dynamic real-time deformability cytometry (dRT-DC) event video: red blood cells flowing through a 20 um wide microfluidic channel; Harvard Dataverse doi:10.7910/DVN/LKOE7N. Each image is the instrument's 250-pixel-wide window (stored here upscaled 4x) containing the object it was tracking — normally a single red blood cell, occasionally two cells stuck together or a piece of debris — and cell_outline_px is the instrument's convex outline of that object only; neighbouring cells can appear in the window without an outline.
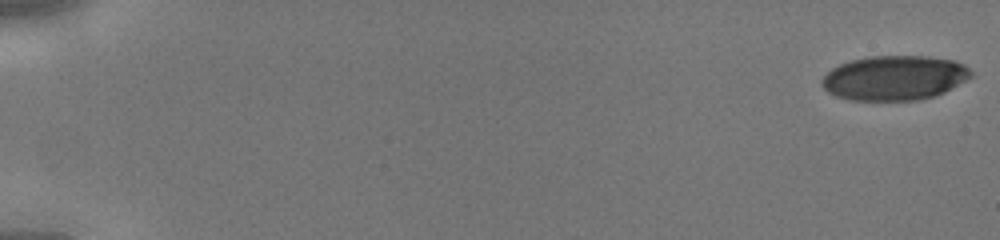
{"species": "human", "species_latin": "Homo sapiens", "temperature_condition": "cold", "stored_images_in_passage": 45, "camera_frame_rate_fps": 3000, "um_per_image_px": 0.085, "donor": {"sex": "male"}, "frame": {"image": 1, "passage_image": 1, "time_ms": 0.0, "image_size_px": [1000, 240], "cell_outline_px": [[972, 76], [944, 92], [920, 100], [852, 100], [836, 96], [828, 92], [820, 84], [820, 80], [832, 68], [840, 64], [852, 60], [872, 56], [928, 56], [956, 60], [964, 64], [972, 72]], "centroid_in_image_um": [76.02, 6.61], "position_along_channel_um": 9.0, "area_um2": 38.73}}
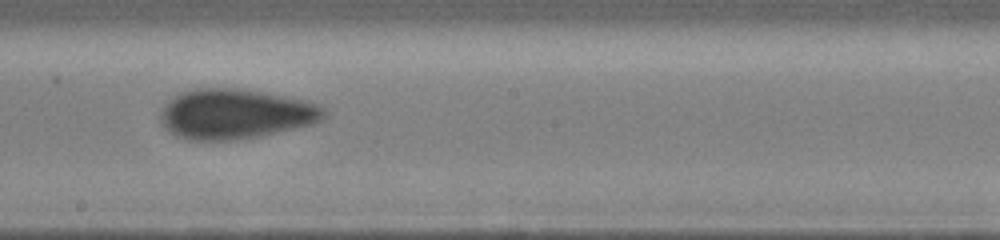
{"frame": {"image": 2, "passage_image": 27, "time_ms": 8.667, "image_size_px": [1000, 240], "cell_outline_px": [[328, 116], [324, 120], [316, 124], [256, 136], [228, 140], [188, 140], [176, 136], [160, 120], [160, 112], [168, 100], [172, 96], [180, 92], [196, 88], [236, 88], [264, 92], [308, 100], [324, 108], [328, 112]], "centroid_in_image_um": [20.05, 9.67], "position_along_channel_um": 228.1, "area_um2": 47.8}}
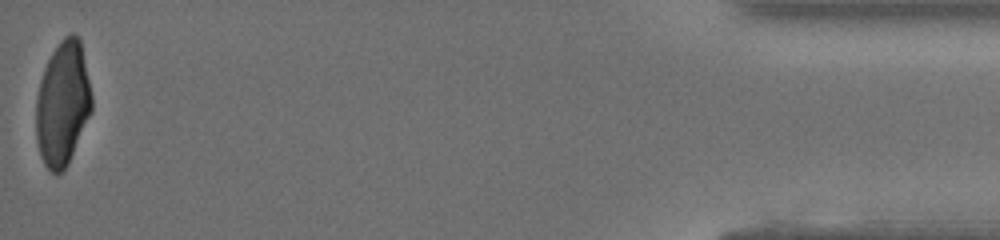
{"frame": {"image": 3, "passage_image": 45, "time_ms": 14.667, "image_size_px": [1000, 240], "cell_outline_px": [[92, 112], [68, 164], [56, 176], [44, 164], [40, 156], [36, 140], [36, 100], [40, 80], [44, 68], [52, 52], [60, 40], [64, 36], [72, 32], [80, 40], [92, 96]], "centroid_in_image_um": [5.32, 8.83], "position_along_channel_um": 429.9, "area_um2": 40.4}}